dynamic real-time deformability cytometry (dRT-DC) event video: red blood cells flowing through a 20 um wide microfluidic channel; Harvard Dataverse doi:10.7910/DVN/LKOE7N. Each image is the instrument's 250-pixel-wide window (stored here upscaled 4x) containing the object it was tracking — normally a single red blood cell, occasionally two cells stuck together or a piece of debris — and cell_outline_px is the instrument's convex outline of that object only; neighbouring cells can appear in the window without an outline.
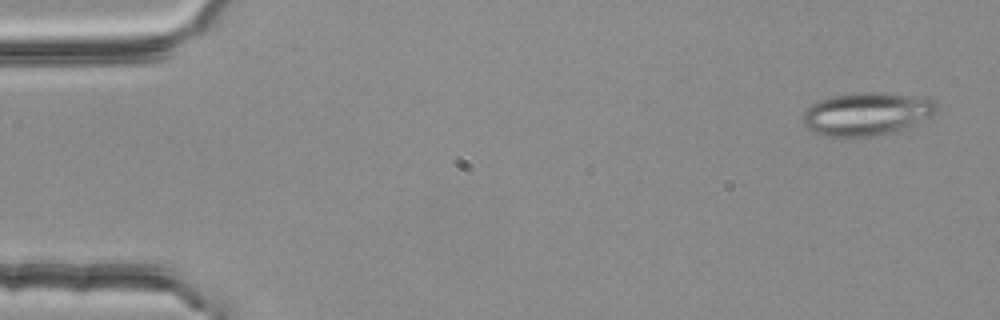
{"species": "common noctule bat (a hibernating species)", "species_latin": "Nyctalus noctula", "temperature_condition": "room temperature", "stored_images_in_passage": 5, "camera_frame_rate_fps": 3000, "um_per_image_px": 0.085, "animal": {"sex": "female", "body_mass_g": 25.1}, "frame": {"image": 1, "passage_image": 1, "time_ms": 0.0, "image_size_px": [1000, 320], "cell_outline_px": [[940, 108], [932, 116], [912, 124], [888, 132], [872, 136], [824, 136], [808, 128], [804, 124], [800, 116], [812, 104], [820, 100], [832, 96], [856, 92], [880, 92], [928, 96], [936, 100]], "centroid_in_image_um": [73.71, 9.63], "position_along_channel_um": 11.3, "area_um2": 33.58}}